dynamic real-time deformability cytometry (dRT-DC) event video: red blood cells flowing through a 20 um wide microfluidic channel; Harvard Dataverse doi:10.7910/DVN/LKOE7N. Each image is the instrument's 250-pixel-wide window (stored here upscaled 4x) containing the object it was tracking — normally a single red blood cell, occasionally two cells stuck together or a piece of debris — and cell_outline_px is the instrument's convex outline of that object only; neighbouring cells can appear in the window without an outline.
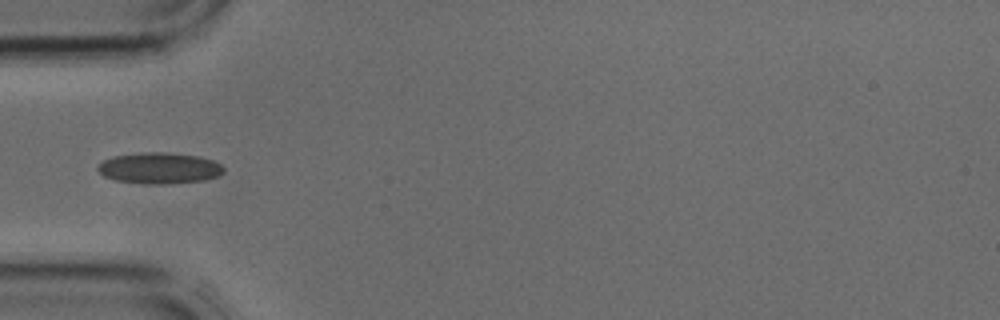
{"species": "common noctule bat (a hibernating species)", "species_latin": "Nyctalus noctula", "temperature_condition": "cold", "stored_images_in_passage": 3, "camera_frame_rate_fps": 3000, "um_per_image_px": 0.085, "animal": {"sex": "male", "body_mass_g": 17.9, "forearm_length_mm": 54.2}, "frame": {"image": 1, "passage_image": 3, "time_ms": 0.667, "image_size_px": [1000, 320], "cell_outline_px": [[224, 172], [216, 176], [204, 180], [168, 184], [144, 184], [116, 180], [104, 176], [96, 168], [104, 160], [112, 156], [148, 152], [160, 152], [196, 156], [212, 160], [220, 164], [224, 168]], "centroid_in_image_um": [13.53, 14.3], "position_along_channel_um": 71.5, "area_um2": 22.6}}